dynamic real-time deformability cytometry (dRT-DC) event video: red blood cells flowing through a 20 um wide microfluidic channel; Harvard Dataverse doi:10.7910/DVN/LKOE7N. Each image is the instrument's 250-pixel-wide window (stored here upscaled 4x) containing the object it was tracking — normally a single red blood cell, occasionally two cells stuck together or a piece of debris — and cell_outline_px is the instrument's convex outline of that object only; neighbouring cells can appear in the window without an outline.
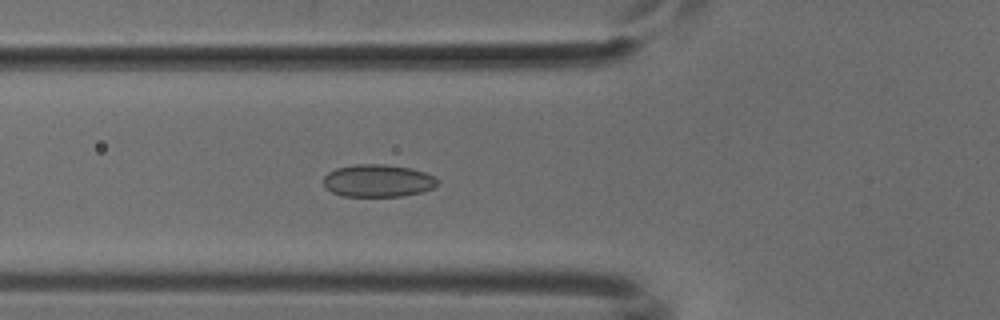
{"species": "common noctule bat (a hibernating species)", "species_latin": "Nyctalus noctula", "temperature_condition": "cold", "stored_images_in_passage": 52, "camera_frame_rate_fps": 3000, "um_per_image_px": 0.085, "animal": {"sex": "male", "body_mass_g": 18.8}, "frame": {"image": 1, "passage_image": 19, "time_ms": 6.0, "image_size_px": [1000, 320], "cell_outline_px": [[440, 180], [432, 188], [420, 192], [404, 196], [340, 196], [324, 188], [324, 176], [328, 172], [336, 168], [356, 164], [384, 164], [412, 168], [424, 172]], "centroid_in_image_um": [32.09, 15.36], "position_along_channel_um": 93.7, "area_um2": 21.68}}
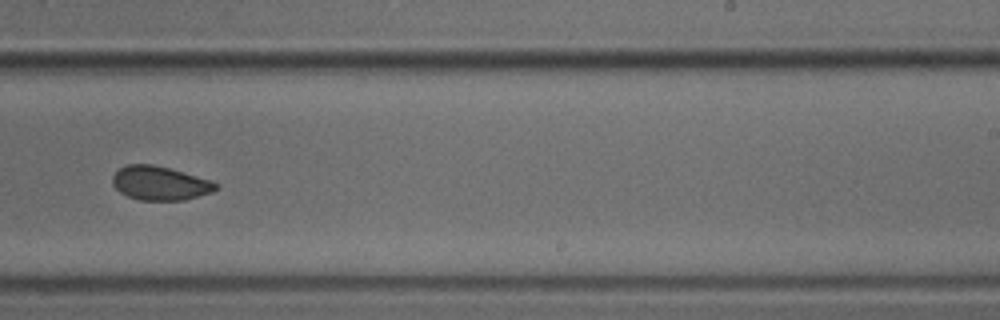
{"frame": {"image": 2, "passage_image": 33, "time_ms": 10.667, "image_size_px": [1000, 320], "cell_outline_px": [[220, 188], [212, 192], [184, 200], [140, 200], [128, 196], [120, 192], [112, 184], [112, 176], [120, 168], [128, 164], [152, 164], [168, 168], [212, 180]], "centroid_in_image_um": [13.6, 15.57], "position_along_channel_um": 275.4, "area_um2": 20.35}}
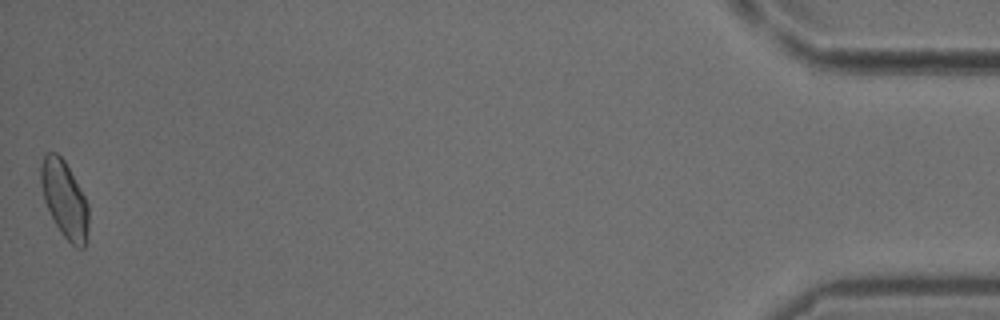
{"frame": {"image": 3, "passage_image": 52, "time_ms": 17.0, "image_size_px": [1000, 320], "cell_outline_px": [[88, 228], [84, 248], [76, 248], [60, 232], [44, 200], [40, 184], [40, 168], [44, 152], [56, 152], [64, 160], [84, 196], [88, 204]], "centroid_in_image_um": [5.47, 16.92], "position_along_channel_um": 429.7, "area_um2": 21.15}}